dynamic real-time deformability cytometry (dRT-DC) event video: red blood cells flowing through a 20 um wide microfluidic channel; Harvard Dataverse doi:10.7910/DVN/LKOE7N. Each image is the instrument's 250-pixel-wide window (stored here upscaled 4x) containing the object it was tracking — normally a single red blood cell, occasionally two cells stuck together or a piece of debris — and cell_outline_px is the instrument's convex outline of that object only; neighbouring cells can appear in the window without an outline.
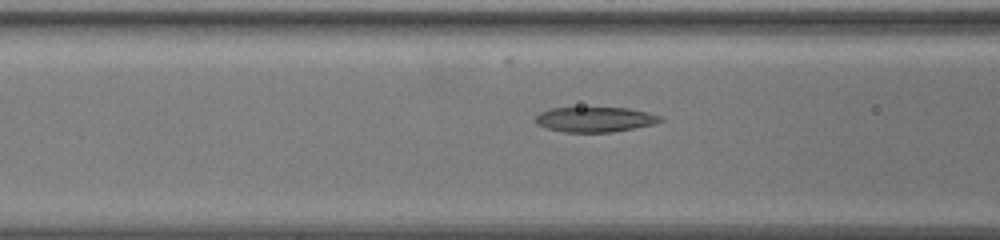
{"species": "common noctule bat (a hibernating species)", "species_latin": "Nyctalus noctula", "temperature_condition": "warm", "stored_images_in_passage": 7, "camera_frame_rate_fps": 3000, "um_per_image_px": 0.085, "animal": {"sex": "female", "body_mass_g": 19.5, "forearm_length_mm": 54.1}, "frame": {"image": 1, "passage_image": 5, "time_ms": 1.333, "image_size_px": [1000, 240], "cell_outline_px": [[664, 120], [656, 124], [612, 132], [564, 132], [548, 128], [536, 124], [532, 120], [540, 112], [552, 108], [628, 108], [648, 112], [660, 116]], "centroid_in_image_um": [50.57, 10.15], "position_along_channel_um": 116.0, "area_um2": 18.26}}